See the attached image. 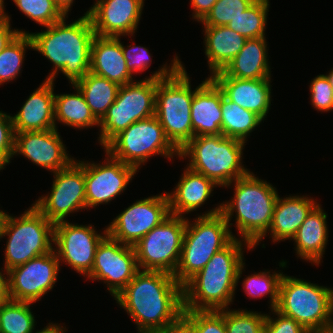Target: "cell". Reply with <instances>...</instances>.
Here are the masks:
<instances>
[{"label":"cell","instance_id":"6da1fadb","mask_svg":"<svg viewBox=\"0 0 333 333\" xmlns=\"http://www.w3.org/2000/svg\"><path fill=\"white\" fill-rule=\"evenodd\" d=\"M137 329L165 330L183 313V286L162 271L139 270L114 298Z\"/></svg>","mask_w":333,"mask_h":333},{"label":"cell","instance_id":"7a4b0ae2","mask_svg":"<svg viewBox=\"0 0 333 333\" xmlns=\"http://www.w3.org/2000/svg\"><path fill=\"white\" fill-rule=\"evenodd\" d=\"M244 249L251 251L253 247L234 238L216 252L204 268L183 285V309L218 311L229 308L243 275Z\"/></svg>","mask_w":333,"mask_h":333},{"label":"cell","instance_id":"3957f363","mask_svg":"<svg viewBox=\"0 0 333 333\" xmlns=\"http://www.w3.org/2000/svg\"><path fill=\"white\" fill-rule=\"evenodd\" d=\"M65 16L58 22L46 26V31L30 32L33 51H38L53 63L46 79L55 82L59 72L74 84L90 71L91 44L95 37L91 20L84 14L66 24Z\"/></svg>","mask_w":333,"mask_h":333},{"label":"cell","instance_id":"277c9868","mask_svg":"<svg viewBox=\"0 0 333 333\" xmlns=\"http://www.w3.org/2000/svg\"><path fill=\"white\" fill-rule=\"evenodd\" d=\"M231 186L234 188L233 197L230 201L221 203L220 213L228 222L230 230V226L234 225L230 221L236 214L235 227L239 239L248 242L255 249L268 236L278 192L272 184L259 179L251 171L225 187Z\"/></svg>","mask_w":333,"mask_h":333},{"label":"cell","instance_id":"5b68a950","mask_svg":"<svg viewBox=\"0 0 333 333\" xmlns=\"http://www.w3.org/2000/svg\"><path fill=\"white\" fill-rule=\"evenodd\" d=\"M151 76L119 87L115 102L99 121L98 143L104 148L131 124L155 115L157 80L168 78L183 62L175 54Z\"/></svg>","mask_w":333,"mask_h":333},{"label":"cell","instance_id":"8992f818","mask_svg":"<svg viewBox=\"0 0 333 333\" xmlns=\"http://www.w3.org/2000/svg\"><path fill=\"white\" fill-rule=\"evenodd\" d=\"M245 143L222 134L196 136L179 151V158L188 157L186 167L224 188L250 171L242 164Z\"/></svg>","mask_w":333,"mask_h":333},{"label":"cell","instance_id":"52a82bcc","mask_svg":"<svg viewBox=\"0 0 333 333\" xmlns=\"http://www.w3.org/2000/svg\"><path fill=\"white\" fill-rule=\"evenodd\" d=\"M220 212L221 203L198 215L195 221L187 218L180 261L173 275L182 286L203 269L216 252L238 237Z\"/></svg>","mask_w":333,"mask_h":333},{"label":"cell","instance_id":"ba28073f","mask_svg":"<svg viewBox=\"0 0 333 333\" xmlns=\"http://www.w3.org/2000/svg\"><path fill=\"white\" fill-rule=\"evenodd\" d=\"M275 309L310 333L333 331V288L283 274Z\"/></svg>","mask_w":333,"mask_h":333},{"label":"cell","instance_id":"9c48e42d","mask_svg":"<svg viewBox=\"0 0 333 333\" xmlns=\"http://www.w3.org/2000/svg\"><path fill=\"white\" fill-rule=\"evenodd\" d=\"M184 64L168 78L157 80L155 117L170 142L180 151L192 139L191 104L195 90Z\"/></svg>","mask_w":333,"mask_h":333},{"label":"cell","instance_id":"30bf717a","mask_svg":"<svg viewBox=\"0 0 333 333\" xmlns=\"http://www.w3.org/2000/svg\"><path fill=\"white\" fill-rule=\"evenodd\" d=\"M6 236L3 269L8 272L53 250L54 224L32 204L18 217L7 214L1 239Z\"/></svg>","mask_w":333,"mask_h":333},{"label":"cell","instance_id":"8fae6325","mask_svg":"<svg viewBox=\"0 0 333 333\" xmlns=\"http://www.w3.org/2000/svg\"><path fill=\"white\" fill-rule=\"evenodd\" d=\"M103 149L114 159L134 167L138 172L150 157L160 155L170 161L173 157H179V150L167 138L155 115L134 122Z\"/></svg>","mask_w":333,"mask_h":333},{"label":"cell","instance_id":"7c38bea8","mask_svg":"<svg viewBox=\"0 0 333 333\" xmlns=\"http://www.w3.org/2000/svg\"><path fill=\"white\" fill-rule=\"evenodd\" d=\"M187 217L170 214L134 246L139 270L174 275L180 261Z\"/></svg>","mask_w":333,"mask_h":333},{"label":"cell","instance_id":"4fadbf2b","mask_svg":"<svg viewBox=\"0 0 333 333\" xmlns=\"http://www.w3.org/2000/svg\"><path fill=\"white\" fill-rule=\"evenodd\" d=\"M51 192L40 196L33 205L53 224L67 221L68 215L86 209V185L83 161L53 173Z\"/></svg>","mask_w":333,"mask_h":333},{"label":"cell","instance_id":"5bb4252c","mask_svg":"<svg viewBox=\"0 0 333 333\" xmlns=\"http://www.w3.org/2000/svg\"><path fill=\"white\" fill-rule=\"evenodd\" d=\"M62 221L54 224L53 246L58 260L69 265L82 276L91 273L96 249L102 239L107 235V227L100 234L94 225H79Z\"/></svg>","mask_w":333,"mask_h":333},{"label":"cell","instance_id":"9a60e30c","mask_svg":"<svg viewBox=\"0 0 333 333\" xmlns=\"http://www.w3.org/2000/svg\"><path fill=\"white\" fill-rule=\"evenodd\" d=\"M170 215L167 193L136 200L107 225V234L122 244L134 246Z\"/></svg>","mask_w":333,"mask_h":333},{"label":"cell","instance_id":"2e32d148","mask_svg":"<svg viewBox=\"0 0 333 333\" xmlns=\"http://www.w3.org/2000/svg\"><path fill=\"white\" fill-rule=\"evenodd\" d=\"M138 271L133 246L122 244L107 234L96 249L91 273L86 278L102 281L115 298Z\"/></svg>","mask_w":333,"mask_h":333},{"label":"cell","instance_id":"e0dca14e","mask_svg":"<svg viewBox=\"0 0 333 333\" xmlns=\"http://www.w3.org/2000/svg\"><path fill=\"white\" fill-rule=\"evenodd\" d=\"M60 262L54 249L9 270V300L36 303L51 291L58 279Z\"/></svg>","mask_w":333,"mask_h":333},{"label":"cell","instance_id":"ac0fdd59","mask_svg":"<svg viewBox=\"0 0 333 333\" xmlns=\"http://www.w3.org/2000/svg\"><path fill=\"white\" fill-rule=\"evenodd\" d=\"M104 162L84 161L86 208L108 204L126 190L138 172L134 167L114 159L107 152Z\"/></svg>","mask_w":333,"mask_h":333},{"label":"cell","instance_id":"d6986e66","mask_svg":"<svg viewBox=\"0 0 333 333\" xmlns=\"http://www.w3.org/2000/svg\"><path fill=\"white\" fill-rule=\"evenodd\" d=\"M145 0H95L88 14L95 35L132 37L141 20Z\"/></svg>","mask_w":333,"mask_h":333},{"label":"cell","instance_id":"ffe728a7","mask_svg":"<svg viewBox=\"0 0 333 333\" xmlns=\"http://www.w3.org/2000/svg\"><path fill=\"white\" fill-rule=\"evenodd\" d=\"M15 155H22L51 173L68 167L75 160L69 156L56 128L15 133L13 158Z\"/></svg>","mask_w":333,"mask_h":333},{"label":"cell","instance_id":"44dd1931","mask_svg":"<svg viewBox=\"0 0 333 333\" xmlns=\"http://www.w3.org/2000/svg\"><path fill=\"white\" fill-rule=\"evenodd\" d=\"M54 82L44 79L29 95L20 110L12 115L15 133L55 129Z\"/></svg>","mask_w":333,"mask_h":333},{"label":"cell","instance_id":"7402d4cb","mask_svg":"<svg viewBox=\"0 0 333 333\" xmlns=\"http://www.w3.org/2000/svg\"><path fill=\"white\" fill-rule=\"evenodd\" d=\"M222 97V89L211 77H207L194 92L191 104L192 138L222 134Z\"/></svg>","mask_w":333,"mask_h":333},{"label":"cell","instance_id":"603a6c76","mask_svg":"<svg viewBox=\"0 0 333 333\" xmlns=\"http://www.w3.org/2000/svg\"><path fill=\"white\" fill-rule=\"evenodd\" d=\"M224 95L238 106L258 115L263 121L271 109V79L211 77Z\"/></svg>","mask_w":333,"mask_h":333},{"label":"cell","instance_id":"cb8c5ba5","mask_svg":"<svg viewBox=\"0 0 333 333\" xmlns=\"http://www.w3.org/2000/svg\"><path fill=\"white\" fill-rule=\"evenodd\" d=\"M120 38L95 35L91 44L90 72L123 86L134 80L127 69Z\"/></svg>","mask_w":333,"mask_h":333},{"label":"cell","instance_id":"d4e9b609","mask_svg":"<svg viewBox=\"0 0 333 333\" xmlns=\"http://www.w3.org/2000/svg\"><path fill=\"white\" fill-rule=\"evenodd\" d=\"M327 217V213L318 203L291 239L294 241L297 257L309 261L313 266H319L323 262L329 237Z\"/></svg>","mask_w":333,"mask_h":333},{"label":"cell","instance_id":"484cf974","mask_svg":"<svg viewBox=\"0 0 333 333\" xmlns=\"http://www.w3.org/2000/svg\"><path fill=\"white\" fill-rule=\"evenodd\" d=\"M216 187L219 186L213 180L188 167L185 168L175 189L170 193L166 192L170 214L186 216V214L196 211L205 204L207 199L209 200Z\"/></svg>","mask_w":333,"mask_h":333},{"label":"cell","instance_id":"4316f807","mask_svg":"<svg viewBox=\"0 0 333 333\" xmlns=\"http://www.w3.org/2000/svg\"><path fill=\"white\" fill-rule=\"evenodd\" d=\"M318 204L317 200L307 195H289L278 197L271 225L267 231L274 243L290 240L302 225L307 215Z\"/></svg>","mask_w":333,"mask_h":333},{"label":"cell","instance_id":"83f0119b","mask_svg":"<svg viewBox=\"0 0 333 333\" xmlns=\"http://www.w3.org/2000/svg\"><path fill=\"white\" fill-rule=\"evenodd\" d=\"M267 43L266 37L247 39L242 50L225 69L212 77L271 79Z\"/></svg>","mask_w":333,"mask_h":333},{"label":"cell","instance_id":"f1b7e54d","mask_svg":"<svg viewBox=\"0 0 333 333\" xmlns=\"http://www.w3.org/2000/svg\"><path fill=\"white\" fill-rule=\"evenodd\" d=\"M204 46L207 64L212 77L223 71L242 50L246 38L226 26H204Z\"/></svg>","mask_w":333,"mask_h":333},{"label":"cell","instance_id":"f546056e","mask_svg":"<svg viewBox=\"0 0 333 333\" xmlns=\"http://www.w3.org/2000/svg\"><path fill=\"white\" fill-rule=\"evenodd\" d=\"M75 93L56 94L54 98L55 126L60 122L64 126L77 129L91 128L97 126L99 121L92 114L90 107L87 105L84 95L77 86L71 84Z\"/></svg>","mask_w":333,"mask_h":333},{"label":"cell","instance_id":"4dcf8cb0","mask_svg":"<svg viewBox=\"0 0 333 333\" xmlns=\"http://www.w3.org/2000/svg\"><path fill=\"white\" fill-rule=\"evenodd\" d=\"M84 95L92 114L100 121L115 102L119 85L107 78L88 72L74 83Z\"/></svg>","mask_w":333,"mask_h":333},{"label":"cell","instance_id":"1f68e13d","mask_svg":"<svg viewBox=\"0 0 333 333\" xmlns=\"http://www.w3.org/2000/svg\"><path fill=\"white\" fill-rule=\"evenodd\" d=\"M222 135L247 142V137L260 124L262 119L255 113L238 106L223 93L221 100Z\"/></svg>","mask_w":333,"mask_h":333},{"label":"cell","instance_id":"d6a6232c","mask_svg":"<svg viewBox=\"0 0 333 333\" xmlns=\"http://www.w3.org/2000/svg\"><path fill=\"white\" fill-rule=\"evenodd\" d=\"M29 302L8 300L0 305V333H34L36 319Z\"/></svg>","mask_w":333,"mask_h":333},{"label":"cell","instance_id":"836d02e7","mask_svg":"<svg viewBox=\"0 0 333 333\" xmlns=\"http://www.w3.org/2000/svg\"><path fill=\"white\" fill-rule=\"evenodd\" d=\"M269 0H255L242 14L237 16L226 27L246 39L266 37L265 29L269 12Z\"/></svg>","mask_w":333,"mask_h":333},{"label":"cell","instance_id":"e575fe53","mask_svg":"<svg viewBox=\"0 0 333 333\" xmlns=\"http://www.w3.org/2000/svg\"><path fill=\"white\" fill-rule=\"evenodd\" d=\"M27 48L33 49L29 33H19L0 52V85L17 79L22 70Z\"/></svg>","mask_w":333,"mask_h":333},{"label":"cell","instance_id":"d590c367","mask_svg":"<svg viewBox=\"0 0 333 333\" xmlns=\"http://www.w3.org/2000/svg\"><path fill=\"white\" fill-rule=\"evenodd\" d=\"M279 272V273H278ZM283 272L273 271L271 274L270 270L260 271L259 273H254L245 277L242 282V288L249 298H263L266 295L269 299L268 308L275 309L279 301V287L280 281L282 279Z\"/></svg>","mask_w":333,"mask_h":333},{"label":"cell","instance_id":"8d00e7d4","mask_svg":"<svg viewBox=\"0 0 333 333\" xmlns=\"http://www.w3.org/2000/svg\"><path fill=\"white\" fill-rule=\"evenodd\" d=\"M227 333H264L266 314L246 309H224Z\"/></svg>","mask_w":333,"mask_h":333},{"label":"cell","instance_id":"74e56055","mask_svg":"<svg viewBox=\"0 0 333 333\" xmlns=\"http://www.w3.org/2000/svg\"><path fill=\"white\" fill-rule=\"evenodd\" d=\"M27 18L46 27L60 21L66 15L53 0H12Z\"/></svg>","mask_w":333,"mask_h":333},{"label":"cell","instance_id":"f35d334b","mask_svg":"<svg viewBox=\"0 0 333 333\" xmlns=\"http://www.w3.org/2000/svg\"><path fill=\"white\" fill-rule=\"evenodd\" d=\"M255 0H217L201 21L203 26H227L246 11Z\"/></svg>","mask_w":333,"mask_h":333},{"label":"cell","instance_id":"ab89813d","mask_svg":"<svg viewBox=\"0 0 333 333\" xmlns=\"http://www.w3.org/2000/svg\"><path fill=\"white\" fill-rule=\"evenodd\" d=\"M183 314L197 327L198 333H227L224 321V309L183 310Z\"/></svg>","mask_w":333,"mask_h":333},{"label":"cell","instance_id":"60d3db41","mask_svg":"<svg viewBox=\"0 0 333 333\" xmlns=\"http://www.w3.org/2000/svg\"><path fill=\"white\" fill-rule=\"evenodd\" d=\"M312 107L320 112L333 111V87L325 74L317 75L309 85Z\"/></svg>","mask_w":333,"mask_h":333},{"label":"cell","instance_id":"b9f144b4","mask_svg":"<svg viewBox=\"0 0 333 333\" xmlns=\"http://www.w3.org/2000/svg\"><path fill=\"white\" fill-rule=\"evenodd\" d=\"M15 131L10 114L0 111V171L13 158Z\"/></svg>","mask_w":333,"mask_h":333},{"label":"cell","instance_id":"7bdbcfd3","mask_svg":"<svg viewBox=\"0 0 333 333\" xmlns=\"http://www.w3.org/2000/svg\"><path fill=\"white\" fill-rule=\"evenodd\" d=\"M122 52L126 59V66L132 75L142 73L152 64V55L145 46L127 45L122 43Z\"/></svg>","mask_w":333,"mask_h":333},{"label":"cell","instance_id":"ee69618b","mask_svg":"<svg viewBox=\"0 0 333 333\" xmlns=\"http://www.w3.org/2000/svg\"><path fill=\"white\" fill-rule=\"evenodd\" d=\"M270 315H273L272 317L274 316L277 317L272 318ZM264 333H310V332L307 331L293 318L281 314L276 309H271V312L269 314H266Z\"/></svg>","mask_w":333,"mask_h":333},{"label":"cell","instance_id":"f6af8a7d","mask_svg":"<svg viewBox=\"0 0 333 333\" xmlns=\"http://www.w3.org/2000/svg\"><path fill=\"white\" fill-rule=\"evenodd\" d=\"M164 333H198L197 327L182 313L173 321Z\"/></svg>","mask_w":333,"mask_h":333},{"label":"cell","instance_id":"bcb514c9","mask_svg":"<svg viewBox=\"0 0 333 333\" xmlns=\"http://www.w3.org/2000/svg\"><path fill=\"white\" fill-rule=\"evenodd\" d=\"M217 0H190L192 6V17L195 21L201 22L210 12L212 6Z\"/></svg>","mask_w":333,"mask_h":333},{"label":"cell","instance_id":"7dc6e473","mask_svg":"<svg viewBox=\"0 0 333 333\" xmlns=\"http://www.w3.org/2000/svg\"><path fill=\"white\" fill-rule=\"evenodd\" d=\"M11 22L0 23V52L19 34L29 33L23 29H11Z\"/></svg>","mask_w":333,"mask_h":333},{"label":"cell","instance_id":"c3c4849f","mask_svg":"<svg viewBox=\"0 0 333 333\" xmlns=\"http://www.w3.org/2000/svg\"><path fill=\"white\" fill-rule=\"evenodd\" d=\"M4 272V273H2ZM9 300L8 296V273L0 269V305Z\"/></svg>","mask_w":333,"mask_h":333},{"label":"cell","instance_id":"681fc988","mask_svg":"<svg viewBox=\"0 0 333 333\" xmlns=\"http://www.w3.org/2000/svg\"><path fill=\"white\" fill-rule=\"evenodd\" d=\"M66 327H63L60 324H56V323H48L47 326H45L43 329L41 330H37L35 333H65Z\"/></svg>","mask_w":333,"mask_h":333},{"label":"cell","instance_id":"f907efd6","mask_svg":"<svg viewBox=\"0 0 333 333\" xmlns=\"http://www.w3.org/2000/svg\"><path fill=\"white\" fill-rule=\"evenodd\" d=\"M59 9L67 16L71 12L74 0H53ZM72 5V6H71Z\"/></svg>","mask_w":333,"mask_h":333},{"label":"cell","instance_id":"816d5d0a","mask_svg":"<svg viewBox=\"0 0 333 333\" xmlns=\"http://www.w3.org/2000/svg\"><path fill=\"white\" fill-rule=\"evenodd\" d=\"M5 3L4 0H0V23L8 22L11 20L10 15L5 12Z\"/></svg>","mask_w":333,"mask_h":333},{"label":"cell","instance_id":"f5cc1de1","mask_svg":"<svg viewBox=\"0 0 333 333\" xmlns=\"http://www.w3.org/2000/svg\"><path fill=\"white\" fill-rule=\"evenodd\" d=\"M7 212H5V210H0V239L2 236V231H3V225L7 216Z\"/></svg>","mask_w":333,"mask_h":333},{"label":"cell","instance_id":"db71d44e","mask_svg":"<svg viewBox=\"0 0 333 333\" xmlns=\"http://www.w3.org/2000/svg\"><path fill=\"white\" fill-rule=\"evenodd\" d=\"M138 333H164V330L138 329Z\"/></svg>","mask_w":333,"mask_h":333},{"label":"cell","instance_id":"11a10c76","mask_svg":"<svg viewBox=\"0 0 333 333\" xmlns=\"http://www.w3.org/2000/svg\"><path fill=\"white\" fill-rule=\"evenodd\" d=\"M326 75H327V77H328V79H329V81H330V83L333 87V68L329 71L328 74L326 73Z\"/></svg>","mask_w":333,"mask_h":333}]
</instances>
